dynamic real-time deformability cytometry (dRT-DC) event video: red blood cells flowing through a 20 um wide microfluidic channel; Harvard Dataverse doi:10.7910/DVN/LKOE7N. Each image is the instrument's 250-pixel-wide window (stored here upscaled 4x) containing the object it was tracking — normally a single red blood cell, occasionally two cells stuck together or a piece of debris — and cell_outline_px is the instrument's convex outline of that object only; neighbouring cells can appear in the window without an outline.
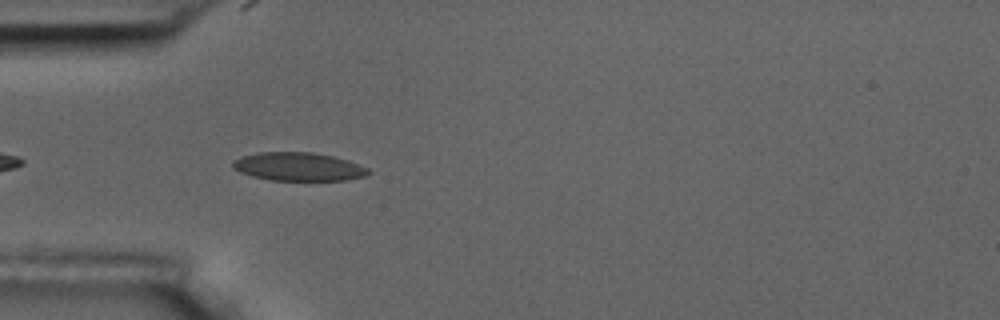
{"species": "common noctule bat (a hibernating species)", "species_latin": "Nyctalus noctula", "temperature_condition": "room temperature", "stored_images_in_passage": 5, "camera_frame_rate_fps": 3000, "um_per_image_px": 0.085, "animal": {"sex": "male", "body_mass_g": 17.5, "forearm_length_mm": 52.3}, "frame": {"image": 1, "passage_image": 5, "time_ms": 4.667, "image_size_px": [1000, 320], "cell_outline_px": [[372, 172], [364, 176], [344, 180], [268, 180], [252, 176], [240, 172], [232, 168], [232, 160], [240, 156], [260, 152], [312, 152], [332, 156], [348, 160], [368, 168]], "centroid_in_image_um": [25.33, 14.16], "position_along_channel_um": 59.7, "area_um2": 22.48}}